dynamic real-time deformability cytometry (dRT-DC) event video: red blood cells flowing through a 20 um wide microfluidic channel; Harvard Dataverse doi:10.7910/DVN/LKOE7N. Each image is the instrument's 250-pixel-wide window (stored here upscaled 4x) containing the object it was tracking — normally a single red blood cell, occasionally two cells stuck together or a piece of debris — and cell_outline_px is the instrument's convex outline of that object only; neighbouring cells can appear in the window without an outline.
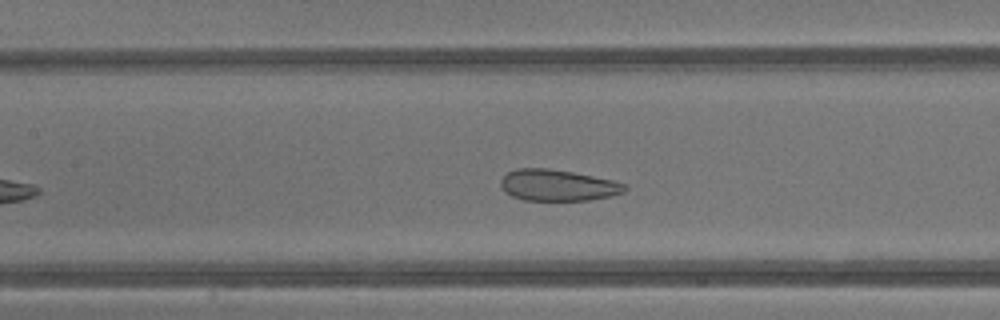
{"species": "common noctule bat (a hibernating species)", "species_latin": "Nyctalus noctula", "temperature_condition": "warm", "stored_images_in_passage": 30, "camera_frame_rate_fps": 3000, "um_per_image_px": 0.085, "animal": {"sex": "male", "body_mass_g": 13.3}, "frame": {"image": 1, "passage_image": 11, "time_ms": 3.333, "image_size_px": [1000, 320], "cell_outline_px": [[628, 188], [624, 192], [612, 196], [588, 200], [524, 200], [512, 196], [500, 184], [500, 180], [508, 172], [516, 168], [548, 168], [572, 172], [612, 180], [624, 184]], "centroid_in_image_um": [47.42, 15.74], "position_along_channel_um": 160.0, "area_um2": 22.43}}
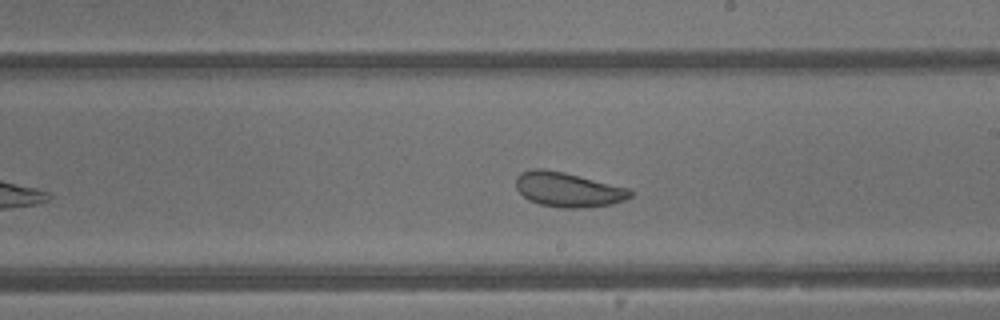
{"frame": {"image": 2, "passage_image": 16, "time_ms": 5.0, "image_size_px": [1000, 320], "cell_outline_px": [[636, 192], [632, 196], [624, 200], [612, 204], [580, 208], [564, 208], [540, 204], [528, 200], [516, 188], [516, 176], [520, 172], [532, 168], [544, 168], [564, 172], [632, 188]], "centroid_in_image_um": [48.32, 16.1], "position_along_channel_um": 240.7, "area_um2": 23.47}}
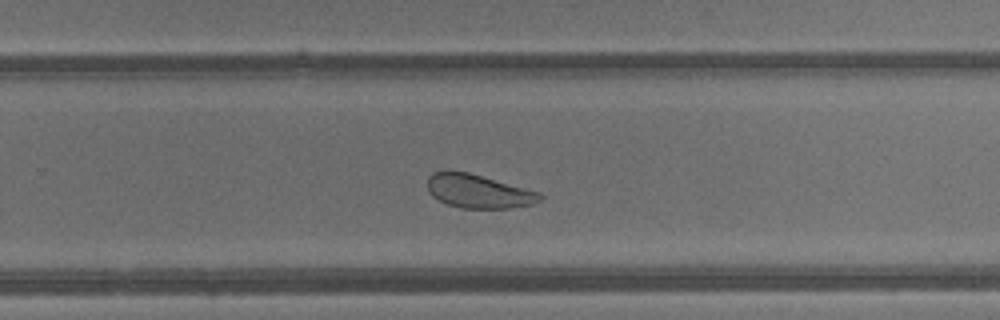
{"frame": {"image": 3, "passage_image": 19, "time_ms": 6.0, "image_size_px": [1000, 320], "cell_outline_px": [[544, 196], [540, 200], [532, 204], [508, 208], [464, 208], [448, 204], [432, 196], [428, 192], [428, 176], [432, 172], [468, 172], [540, 192]], "centroid_in_image_um": [40.68, 16.26], "position_along_channel_um": 289.1, "area_um2": 21.73}, "authors_computed_cell_mechanics": {"area_um2": 23.9581, "velocity_mm_per_s": 4.8685, "shape_relaxation_time_tau1_ms": 3.6259, "shape_relaxation_time_tau2_ms": 0.8105, "deformation_change_tau1": 0.0718, "deformation_change_tau2": 0.0839}}